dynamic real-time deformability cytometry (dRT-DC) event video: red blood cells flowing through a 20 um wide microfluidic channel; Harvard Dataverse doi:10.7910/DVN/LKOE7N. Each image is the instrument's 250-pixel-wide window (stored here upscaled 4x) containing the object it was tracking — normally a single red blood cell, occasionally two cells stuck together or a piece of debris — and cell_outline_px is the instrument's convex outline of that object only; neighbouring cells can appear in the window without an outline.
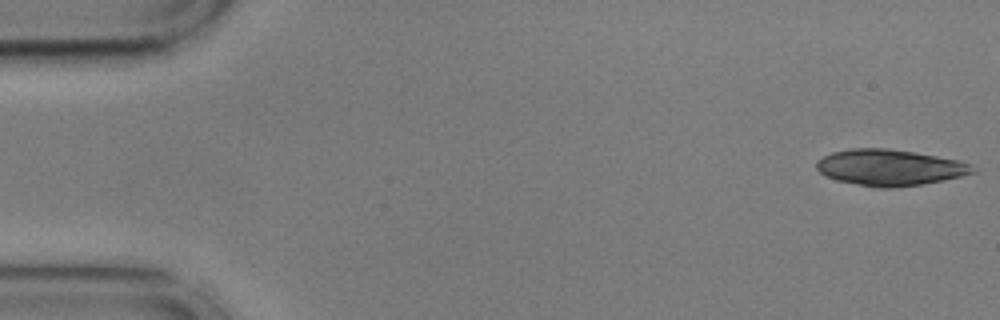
{"species": "common noctule bat (a hibernating species)", "species_latin": "Nyctalus noctula", "temperature_condition": "cold", "stored_images_in_passage": 54, "camera_frame_rate_fps": 3000, "um_per_image_px": 0.085, "animal": {"sex": "male", "body_mass_g": 17.9, "forearm_length_mm": 54.2}, "frame": {"image": 1, "passage_image": 1, "time_ms": 0.0, "image_size_px": [1000, 320], "cell_outline_px": [[976, 172], [944, 180], [924, 184], [892, 188], [880, 188], [836, 180], [820, 172], [816, 168], [816, 160], [832, 152], [848, 148], [888, 148], [960, 160], [972, 164], [976, 168]], "centroid_in_image_um": [75.64, 14.23], "position_along_channel_um": 9.4, "area_um2": 32.95}}
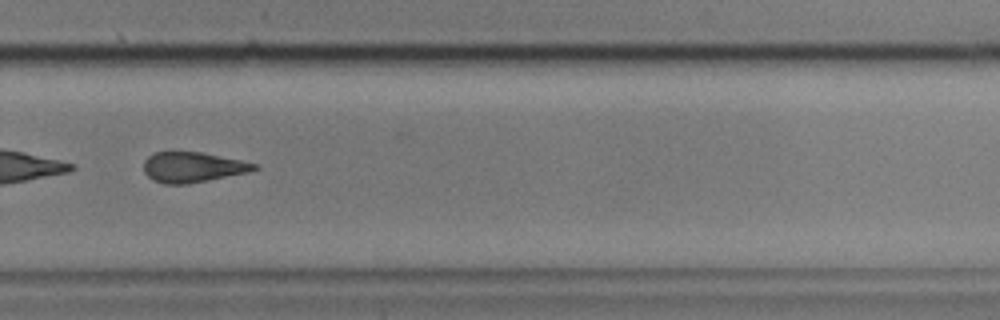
{"frame": {"image": 2, "passage_image": 37, "time_ms": 12.0, "image_size_px": [1000, 320], "cell_outline_px": [[260, 168], [248, 172], [188, 184], [164, 184], [152, 180], [144, 172], [144, 160], [152, 152], [172, 148], [200, 152], [260, 164]], "centroid_in_image_um": [16.32, 14.16], "position_along_channel_um": 313.5, "area_um2": 20.23}, "authors_computed_cell_mechanics": {"area_um2": 21.675, "velocity_mm_per_s": 3.6225, "shape_relaxation_time_tau1_ms": 3.7854, "shape_relaxation_time_tau2_ms": 2.5512, "deformation_change_tau1": 0.0936, "deformation_change_tau2": 0.0802}}